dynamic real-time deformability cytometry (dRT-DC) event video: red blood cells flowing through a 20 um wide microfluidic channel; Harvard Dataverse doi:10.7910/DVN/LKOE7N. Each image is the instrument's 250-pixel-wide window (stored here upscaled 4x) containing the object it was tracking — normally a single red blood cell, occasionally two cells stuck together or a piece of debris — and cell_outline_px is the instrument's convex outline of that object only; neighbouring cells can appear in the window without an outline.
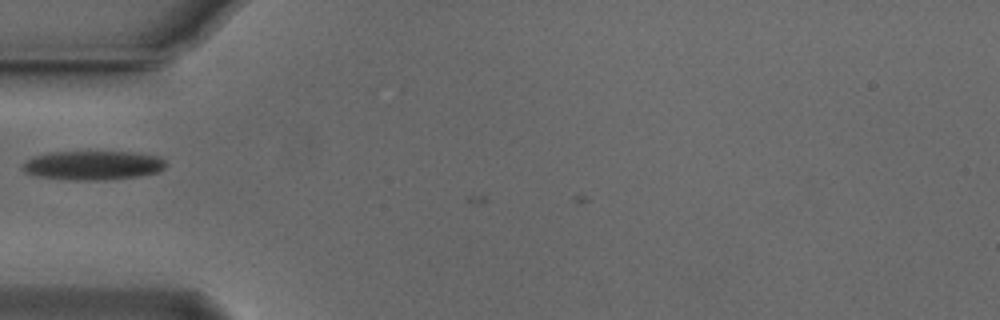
{"species": "Egyptian fruit bat (a non-hibernating species)", "species_latin": "Rousettus aegyptiacus", "temperature_condition": "cold", "stored_images_in_passage": 4, "camera_frame_rate_fps": 3000, "um_per_image_px": 0.085, "animal": {"sex": "male"}, "frame": {"image": 1, "passage_image": 3, "time_ms": 0.667, "image_size_px": [1000, 320], "cell_outline_px": [[168, 164], [160, 172], [140, 176], [108, 180], [68, 180], [36, 176], [24, 172], [20, 168], [28, 160], [36, 156], [48, 152], [132, 152], [160, 156]], "centroid_in_image_um": [7.94, 14.06], "position_along_channel_um": 77.1, "area_um2": 24.57}}